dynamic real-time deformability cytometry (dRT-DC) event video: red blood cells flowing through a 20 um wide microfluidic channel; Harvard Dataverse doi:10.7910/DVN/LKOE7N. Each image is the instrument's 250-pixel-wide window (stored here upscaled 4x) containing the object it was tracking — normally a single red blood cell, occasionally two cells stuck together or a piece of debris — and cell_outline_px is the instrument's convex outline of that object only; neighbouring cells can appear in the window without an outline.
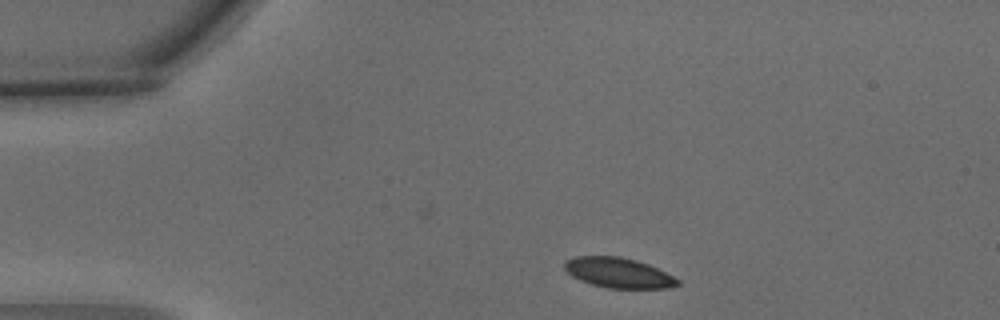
{"species": "common noctule bat (a hibernating species)", "species_latin": "Nyctalus noctula", "temperature_condition": "warm", "stored_images_in_passage": 4, "camera_frame_rate_fps": 3000, "um_per_image_px": 0.085, "animal": {"sex": "male", "body_mass_g": 15.6}, "frame": {"image": 1, "passage_image": 1, "time_ms": 0.0, "image_size_px": [1000, 320], "cell_outline_px": [[680, 284], [668, 288], [608, 288], [592, 284], [580, 280], [572, 276], [564, 268], [564, 260], [576, 256], [620, 256], [636, 260], [648, 264], [680, 280]], "centroid_in_image_um": [52.54, 23.18], "position_along_channel_um": 32.5, "area_um2": 19.77}}
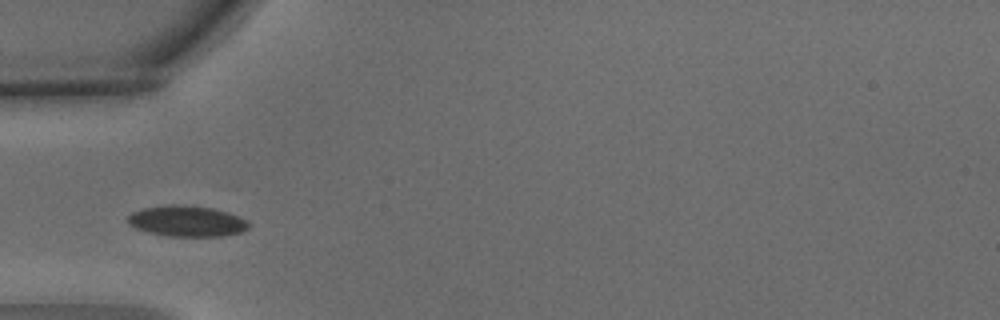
{"frame": {"image": 2, "passage_image": 3, "time_ms": 0.667, "image_size_px": [1000, 320], "cell_outline_px": [[252, 224], [248, 228], [240, 232], [224, 236], [168, 236], [148, 232], [136, 228], [128, 224], [124, 220], [132, 212], [140, 208], [168, 204], [184, 204], [212, 208], [228, 212], [240, 216], [248, 220]], "centroid_in_image_um": [15.87, 18.78], "position_along_channel_um": 69.1, "area_um2": 22.2}}
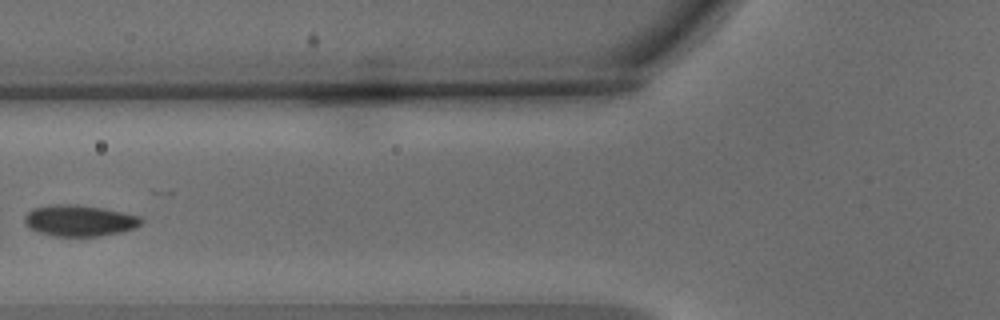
{"frame": {"image": 3, "passage_image": 4, "time_ms": 1.0, "image_size_px": [1000, 320], "cell_outline_px": [[144, 220], [136, 228], [120, 232], [100, 236], [52, 236], [36, 232], [28, 228], [24, 220], [24, 216], [32, 208], [56, 204], [68, 204], [100, 208], [140, 216]], "centroid_in_image_um": [6.71, 18.77], "position_along_channel_um": 119.1, "area_um2": 21.15}}